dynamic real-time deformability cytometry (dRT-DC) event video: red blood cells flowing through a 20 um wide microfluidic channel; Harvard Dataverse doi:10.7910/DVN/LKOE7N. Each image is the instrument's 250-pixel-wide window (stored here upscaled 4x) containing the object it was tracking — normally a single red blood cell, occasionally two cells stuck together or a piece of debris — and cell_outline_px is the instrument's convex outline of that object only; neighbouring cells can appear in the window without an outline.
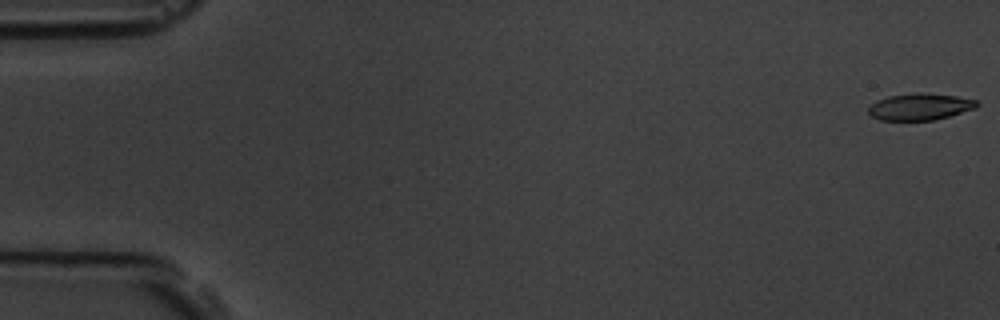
{"species": "common noctule bat (a hibernating species)", "species_latin": "Nyctalus noctula", "temperature_condition": "room temperature", "stored_images_in_passage": 6, "camera_frame_rate_fps": 3000, "um_per_image_px": 0.085, "animal": {"sex": "male", "body_mass_g": 19.5, "forearm_length_mm": 54.6}, "frame": {"image": 1, "passage_image": 1, "time_ms": 0.0, "image_size_px": [1000, 320], "cell_outline_px": [[980, 104], [976, 108], [948, 116], [932, 120], [880, 120], [872, 116], [868, 112], [868, 108], [876, 100], [888, 96], [916, 92], [920, 92], [956, 96], [976, 100]], "centroid_in_image_um": [78.18, 9.06], "position_along_channel_um": 6.8, "area_um2": 16.82}}
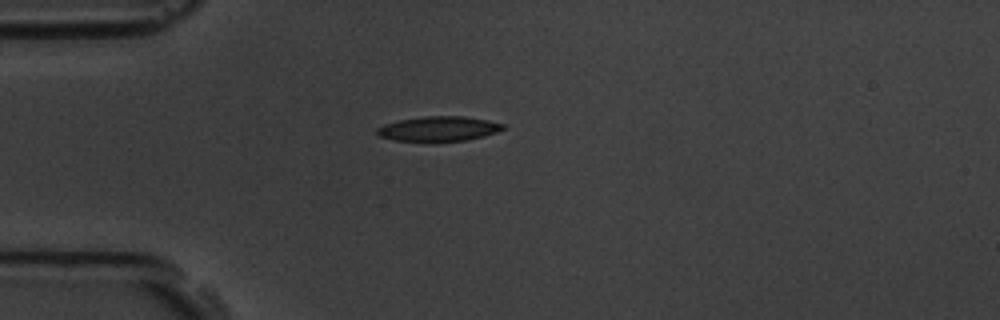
{"frame": {"image": 2, "passage_image": 5, "time_ms": 4.667, "image_size_px": [1000, 320], "cell_outline_px": [[504, 128], [496, 132], [484, 136], [464, 140], [436, 144], [396, 140], [376, 136], [376, 128], [384, 124], [400, 120], [424, 116], [464, 116], [488, 120], [504, 124]], "centroid_in_image_um": [37.23, 10.98], "position_along_channel_um": 47.8, "area_um2": 18.84}}